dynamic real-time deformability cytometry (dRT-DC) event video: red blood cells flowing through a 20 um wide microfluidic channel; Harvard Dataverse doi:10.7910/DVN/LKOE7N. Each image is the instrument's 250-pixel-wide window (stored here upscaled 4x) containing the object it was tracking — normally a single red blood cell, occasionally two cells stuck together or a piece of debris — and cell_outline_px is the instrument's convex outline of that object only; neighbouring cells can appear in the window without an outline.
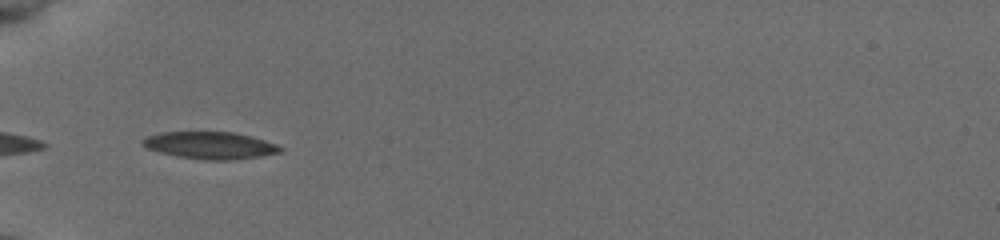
{"species": "common noctule bat (a hibernating species)", "species_latin": "Nyctalus noctula", "temperature_condition": "cold", "stored_images_in_passage": 7, "camera_frame_rate_fps": 3000, "um_per_image_px": 0.085, "animal": {"sex": "female", "body_mass_g": 19.5, "forearm_length_mm": 54.1}, "frame": {"image": 1, "passage_image": 1, "time_ms": 0.0, "image_size_px": [1000, 240], "cell_outline_px": [[284, 148], [280, 152], [260, 156], [228, 160], [204, 160], [176, 156], [160, 152], [148, 148], [140, 144], [140, 140], [148, 136], [160, 132], [232, 132], [252, 136], [276, 144]], "centroid_in_image_um": [17.84, 12.35], "position_along_channel_um": 67.2, "area_um2": 21.73}}
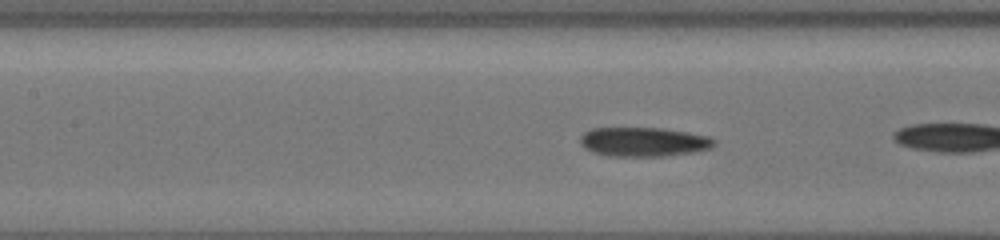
{"frame": {"image": 2, "passage_image": 6, "time_ms": 1.667, "image_size_px": [1000, 240], "cell_outline_px": [[716, 144], [712, 148], [692, 152], [664, 156], [608, 156], [592, 152], [584, 148], [580, 144], [580, 136], [584, 132], [592, 128], [664, 128], [688, 132], [708, 136], [716, 140]], "centroid_in_image_um": [54.7, 12.05], "position_along_channel_um": 152.7, "area_um2": 23.0}}